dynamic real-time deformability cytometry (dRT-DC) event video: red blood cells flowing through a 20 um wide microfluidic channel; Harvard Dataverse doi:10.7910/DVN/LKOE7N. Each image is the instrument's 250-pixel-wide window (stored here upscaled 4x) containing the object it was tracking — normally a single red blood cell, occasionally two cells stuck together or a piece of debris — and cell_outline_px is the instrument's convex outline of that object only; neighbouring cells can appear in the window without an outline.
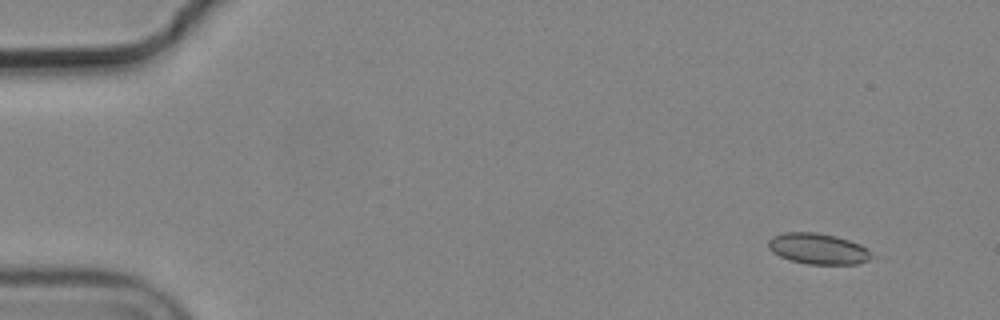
{"species": "common noctule bat (a hibernating species)", "species_latin": "Nyctalus noctula", "temperature_condition": "cold", "stored_images_in_passage": 4, "camera_frame_rate_fps": 3000, "um_per_image_px": 0.085, "animal": {"sex": "male", "body_mass_g": 19.2, "forearm_length_mm": 51.8}, "frame": {"image": 1, "passage_image": 1, "time_ms": 0.0, "image_size_px": [1000, 320], "cell_outline_px": [[872, 256], [868, 260], [856, 264], [808, 264], [792, 260], [780, 256], [772, 252], [768, 248], [768, 240], [772, 236], [784, 232], [816, 232], [836, 236], [860, 244], [868, 248]], "centroid_in_image_um": [69.52, 21.13], "position_along_channel_um": 15.5, "area_um2": 18.55}}
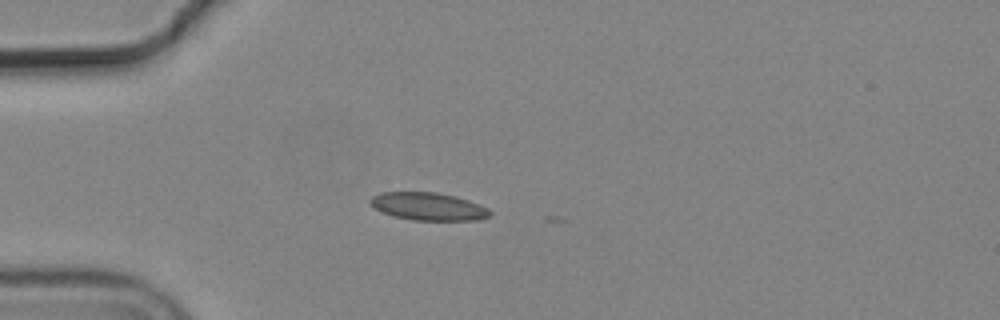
{"frame": {"image": 2, "passage_image": 4, "time_ms": 1.0, "image_size_px": [1000, 320], "cell_outline_px": [[492, 212], [488, 216], [480, 220], [412, 220], [396, 216], [384, 212], [368, 204], [368, 200], [372, 196], [380, 192], [436, 192], [456, 196], [480, 204], [488, 208]], "centroid_in_image_um": [36.41, 17.54], "position_along_channel_um": 48.6, "area_um2": 19.36}}